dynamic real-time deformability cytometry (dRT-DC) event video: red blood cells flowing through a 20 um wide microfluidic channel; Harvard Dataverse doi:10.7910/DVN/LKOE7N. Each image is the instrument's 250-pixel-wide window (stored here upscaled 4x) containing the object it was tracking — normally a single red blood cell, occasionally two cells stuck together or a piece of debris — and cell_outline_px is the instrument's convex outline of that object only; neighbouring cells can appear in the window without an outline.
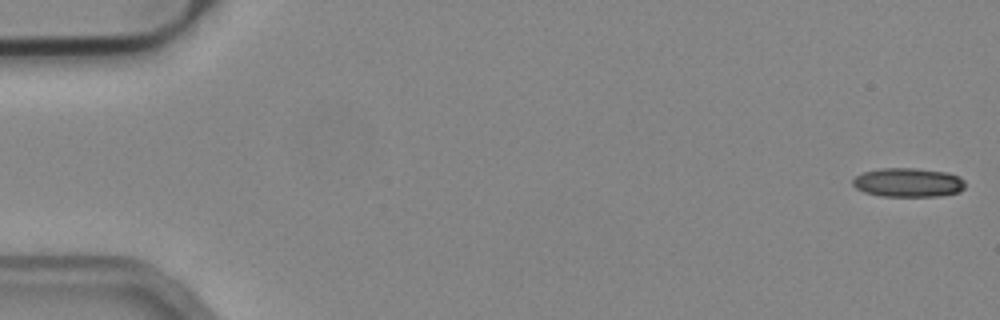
{"species": "common noctule bat (a hibernating species)", "species_latin": "Nyctalus noctula", "temperature_condition": "cold", "stored_images_in_passage": 54, "camera_frame_rate_fps": 3000, "um_per_image_px": 0.085, "animal": {"sex": "male", "body_mass_g": 19.2, "forearm_length_mm": 51.8}, "frame": {"image": 1, "passage_image": 1, "time_ms": 0.0, "image_size_px": [1000, 320], "cell_outline_px": [[964, 188], [960, 192], [940, 196], [880, 196], [864, 192], [856, 188], [852, 184], [852, 180], [856, 176], [864, 172], [880, 168], [912, 168], [948, 172], [960, 176], [964, 180]], "centroid_in_image_um": [77.21, 15.51], "position_along_channel_um": 7.8, "area_um2": 19.13}}
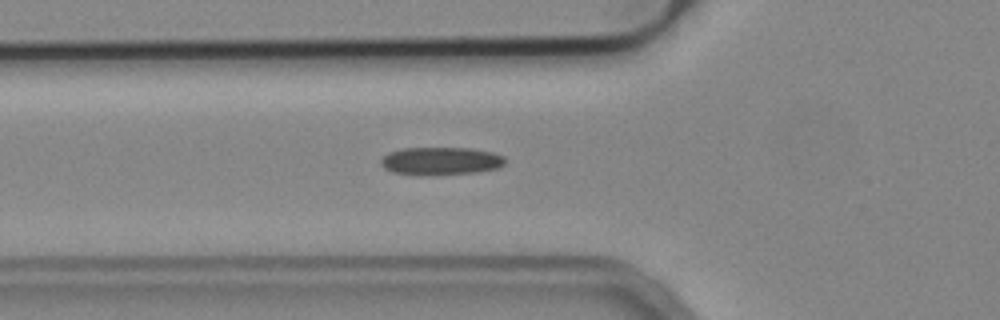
{"frame": {"image": 2, "passage_image": 19, "time_ms": 6.0, "image_size_px": [1000, 320], "cell_outline_px": [[504, 164], [496, 168], [476, 172], [392, 172], [384, 168], [380, 164], [380, 160], [388, 152], [400, 148], [472, 148], [492, 152], [504, 156]], "centroid_in_image_um": [37.47, 13.62], "position_along_channel_um": 88.3, "area_um2": 19.13}}
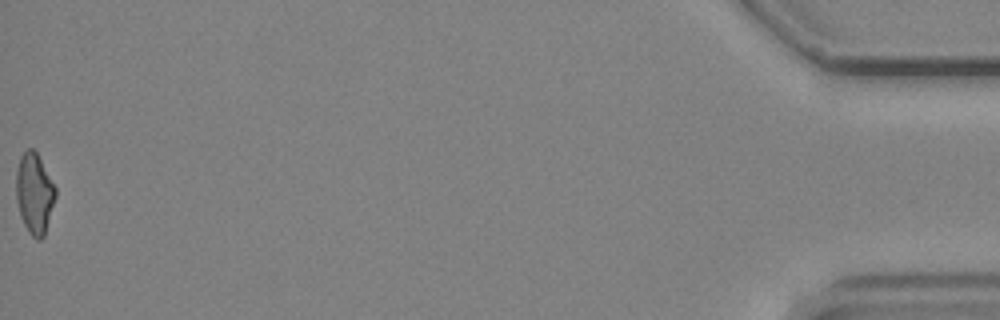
{"frame": {"image": 3, "passage_image": 54, "time_ms": 17.667, "image_size_px": [1000, 320], "cell_outline_px": [[56, 196], [44, 236], [40, 240], [36, 240], [28, 232], [20, 216], [16, 200], [16, 172], [20, 156], [28, 148], [32, 148], [36, 152], [56, 188]], "centroid_in_image_um": [2.91, 16.46], "position_along_channel_um": 432.3, "area_um2": 18.44}, "authors_computed_cell_mechanics": {"area_um2": 19.2763, "velocity_mm_per_s": 3.8178, "shape_relaxation_time_tau1_ms": 9.4792, "shape_relaxation_time_tau2_ms": 4.4165, "deformation_change_tau1": 0.197, "deformation_change_tau2": 0.1403}}